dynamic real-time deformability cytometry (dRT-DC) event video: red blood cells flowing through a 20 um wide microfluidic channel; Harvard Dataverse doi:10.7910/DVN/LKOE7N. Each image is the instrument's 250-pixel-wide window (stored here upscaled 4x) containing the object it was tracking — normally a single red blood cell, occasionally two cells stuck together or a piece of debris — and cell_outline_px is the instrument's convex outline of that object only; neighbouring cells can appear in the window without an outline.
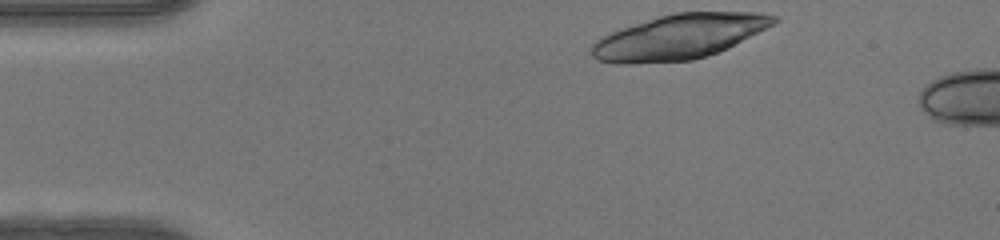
{"species": "human", "species_latin": "Homo sapiens", "temperature_condition": "warm", "stored_images_in_passage": 9, "camera_frame_rate_fps": 3000, "um_per_image_px": 0.085, "donor": {"sex": "female"}, "frame": {"image": 1, "passage_image": 1, "time_ms": 0.0, "image_size_px": [1000, 240], "cell_outline_px": [[780, 20], [728, 48], [692, 60], [632, 64], [616, 64], [596, 60], [588, 52], [592, 44], [596, 40], [612, 32], [672, 12], [760, 12], [776, 16]], "centroid_in_image_um": [57.7, 3.13], "position_along_channel_um": 27.3, "area_um2": 47.22}}